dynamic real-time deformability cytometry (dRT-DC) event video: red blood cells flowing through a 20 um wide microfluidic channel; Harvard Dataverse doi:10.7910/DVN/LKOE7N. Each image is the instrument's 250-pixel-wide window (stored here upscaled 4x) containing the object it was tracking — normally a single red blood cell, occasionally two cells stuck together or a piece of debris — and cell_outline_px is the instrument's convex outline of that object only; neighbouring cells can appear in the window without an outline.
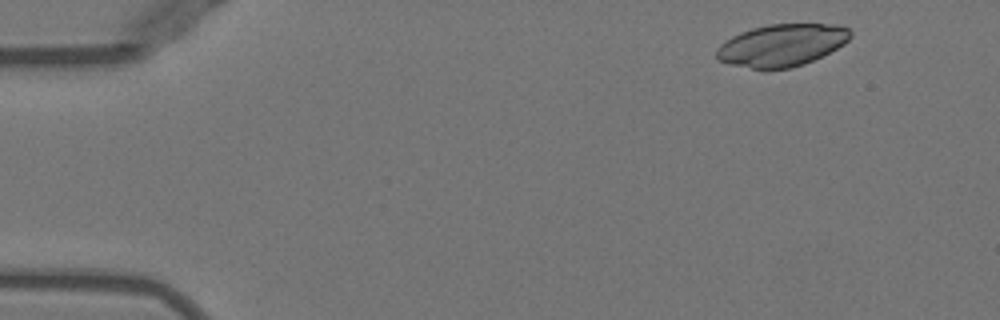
{"species": "Egyptian fruit bat (a non-hibernating species)", "species_latin": "Rousettus aegyptiacus", "temperature_condition": "warm", "stored_images_in_passage": 49, "camera_frame_rate_fps": 3000, "um_per_image_px": 0.085, "animal": {"sex": "female"}, "frame": {"image": 1, "passage_image": 3, "time_ms": 0.667, "image_size_px": [1000, 320], "cell_outline_px": [[852, 36], [844, 44], [804, 64], [792, 68], [752, 68], [728, 64], [720, 60], [716, 56], [716, 48], [720, 44], [732, 36], [740, 32], [752, 28], [768, 24], [836, 24], [848, 28], [852, 32]], "centroid_in_image_um": [66.44, 3.82], "position_along_channel_um": 18.6, "area_um2": 32.71}}
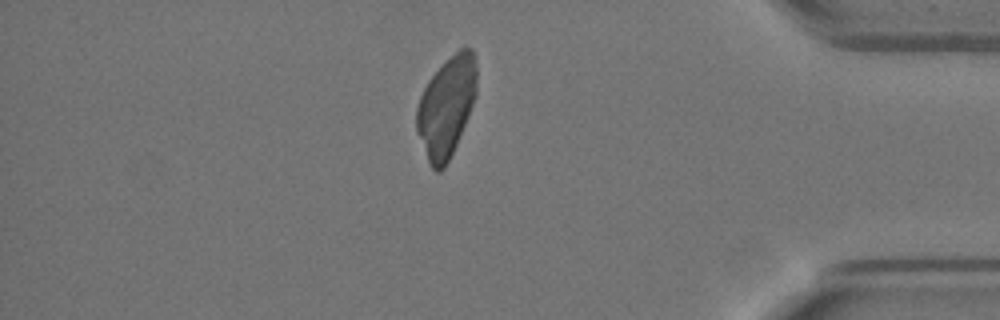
{"frame": {"image": 2, "passage_image": 42, "time_ms": 13.667, "image_size_px": [1000, 320], "cell_outline_px": [[476, 96], [468, 116], [456, 144], [444, 168], [440, 172], [436, 172], [428, 164], [416, 132], [416, 108], [420, 96], [428, 80], [464, 44], [472, 48], [476, 60]], "centroid_in_image_um": [37.93, 9.09], "position_along_channel_um": 397.3, "area_um2": 34.97}}
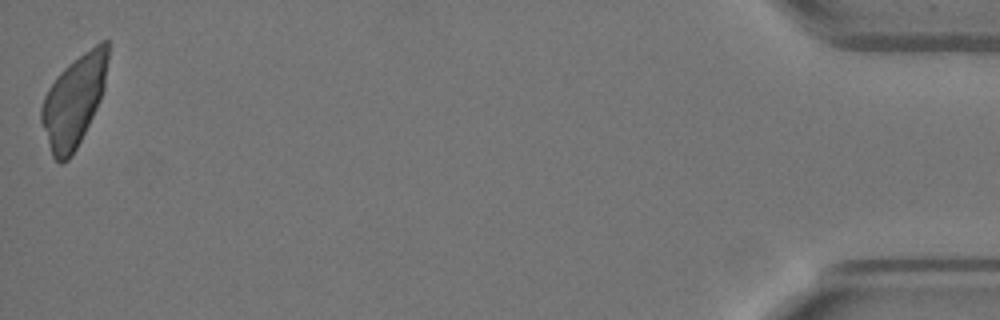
{"frame": {"image": 3, "passage_image": 49, "time_ms": 16.0, "image_size_px": [1000, 320], "cell_outline_px": [[108, 60], [104, 88], [100, 100], [76, 148], [68, 160], [60, 164], [52, 156], [40, 120], [40, 108], [44, 96], [48, 88], [60, 72], [68, 64], [100, 40], [108, 40]], "centroid_in_image_um": [6.27, 8.55], "position_along_channel_um": 428.9, "area_um2": 35.03}}